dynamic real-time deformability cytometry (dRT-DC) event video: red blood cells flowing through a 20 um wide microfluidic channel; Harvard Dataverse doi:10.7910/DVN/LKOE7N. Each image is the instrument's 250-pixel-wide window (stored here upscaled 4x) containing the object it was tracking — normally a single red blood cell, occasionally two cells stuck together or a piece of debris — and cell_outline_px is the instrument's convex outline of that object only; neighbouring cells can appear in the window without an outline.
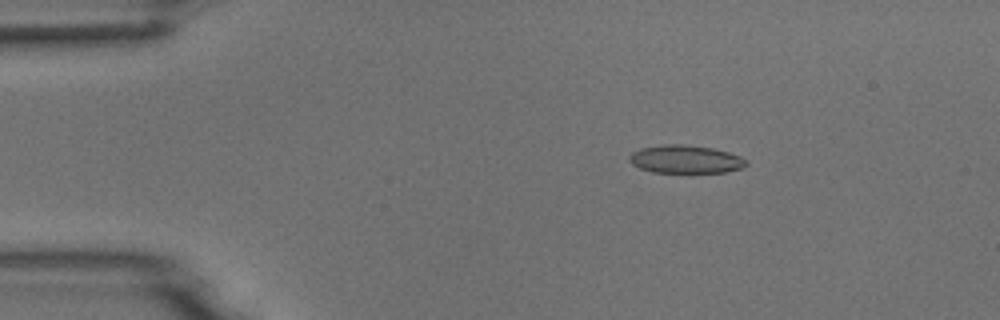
{"species": "common noctule bat (a hibernating species)", "species_latin": "Nyctalus noctula", "temperature_condition": "room temperature", "stored_images_in_passage": 4, "camera_frame_rate_fps": 3000, "um_per_image_px": 0.085, "animal": {"sex": "male", "body_mass_g": 18.8}, "frame": {"image": 1, "passage_image": 2, "time_ms": 1.0, "image_size_px": [1000, 320], "cell_outline_px": [[748, 164], [744, 168], [724, 172], [692, 176], [652, 172], [640, 168], [632, 164], [628, 160], [628, 156], [632, 152], [640, 148], [664, 144], [680, 144], [712, 148], [728, 152], [740, 156], [748, 160]], "centroid_in_image_um": [58.29, 13.6], "position_along_channel_um": 26.7, "area_um2": 20.23}}
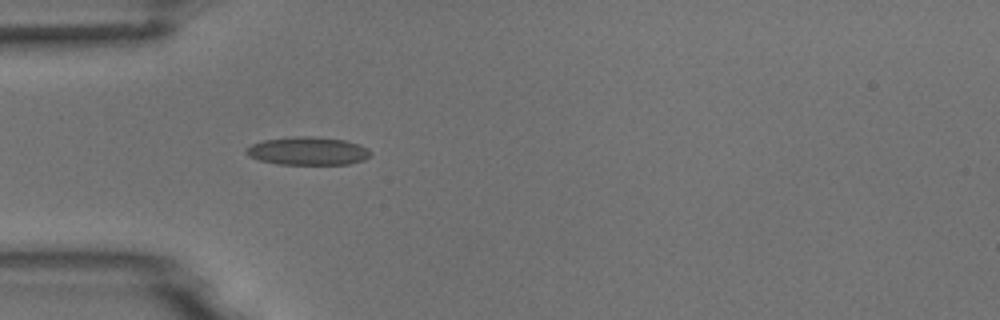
{"frame": {"image": 2, "passage_image": 4, "time_ms": 3.333, "image_size_px": [1000, 320], "cell_outline_px": [[372, 156], [364, 160], [348, 164], [280, 164], [260, 160], [248, 156], [244, 152], [244, 148], [252, 144], [264, 140], [296, 136], [312, 136], [344, 140], [360, 144], [368, 148], [372, 152]], "centroid_in_image_um": [26.19, 12.83], "position_along_channel_um": 58.8, "area_um2": 20.52}}